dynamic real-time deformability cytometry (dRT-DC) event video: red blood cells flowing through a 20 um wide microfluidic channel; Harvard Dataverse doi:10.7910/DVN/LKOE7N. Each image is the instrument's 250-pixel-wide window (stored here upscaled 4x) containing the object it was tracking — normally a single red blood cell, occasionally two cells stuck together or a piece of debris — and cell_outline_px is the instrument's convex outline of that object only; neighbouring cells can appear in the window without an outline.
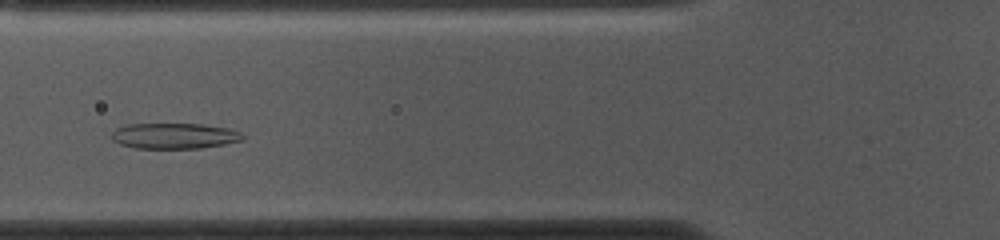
{"species": "common noctule bat (a hibernating species)", "species_latin": "Nyctalus noctula", "temperature_condition": "cold", "stored_images_in_passage": 41, "camera_frame_rate_fps": 3000, "um_per_image_px": 0.085, "animal": {"sex": "female", "body_mass_g": 10.0, "forearm_length_mm": 53.1}, "frame": {"image": 1, "passage_image": 15, "time_ms": 4.667, "image_size_px": [1000, 240], "cell_outline_px": [[244, 140], [224, 144], [200, 148], [136, 148], [120, 144], [112, 140], [112, 132], [116, 128], [128, 124], [204, 124], [228, 128], [240, 132], [244, 136]], "centroid_in_image_um": [14.83, 11.55], "position_along_channel_um": 111.0, "area_um2": 19.59}}
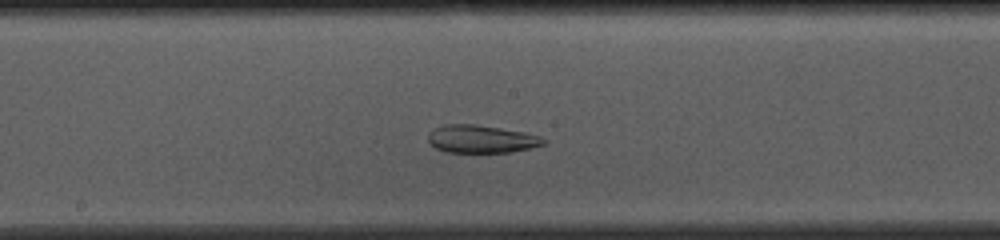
{"frame": {"image": 2, "passage_image": 23, "time_ms": 7.333, "image_size_px": [1000, 240], "cell_outline_px": [[548, 140], [544, 144], [532, 148], [508, 152], [444, 152], [428, 144], [428, 132], [432, 128], [444, 124], [476, 124], [524, 132], [540, 136]], "centroid_in_image_um": [40.87, 11.81], "position_along_channel_um": 207.3, "area_um2": 18.96}}
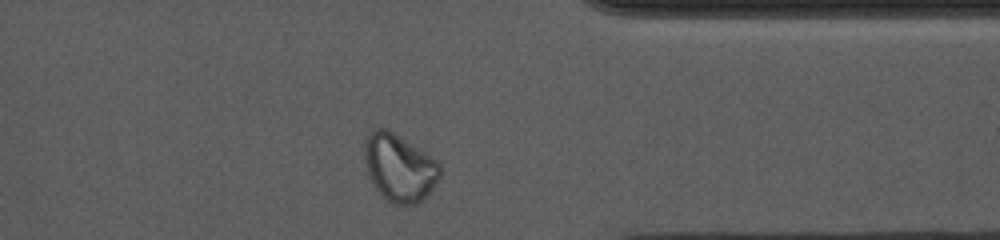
{"frame": {"image": 3, "passage_image": 38, "time_ms": 12.333, "image_size_px": [1000, 240], "cell_outline_px": [[440, 176], [432, 188], [416, 204], [396, 204], [388, 200], [376, 188], [368, 176], [364, 156], [364, 140], [368, 132], [376, 128], [384, 128], [392, 132], [424, 152], [436, 160], [440, 164]], "centroid_in_image_um": [33.9, 14.23], "position_along_channel_um": 377.5, "area_um2": 29.07}, "authors_computed_cell_mechanics": {"area_um2": 22.6576, "velocity_mm_per_s": 3.6023, "shape_relaxation_time_tau1_ms": null, "shape_relaxation_time_tau2_ms": 2.4908, "deformation_change_tau1": null, "deformation_change_tau2": 0.0859}}